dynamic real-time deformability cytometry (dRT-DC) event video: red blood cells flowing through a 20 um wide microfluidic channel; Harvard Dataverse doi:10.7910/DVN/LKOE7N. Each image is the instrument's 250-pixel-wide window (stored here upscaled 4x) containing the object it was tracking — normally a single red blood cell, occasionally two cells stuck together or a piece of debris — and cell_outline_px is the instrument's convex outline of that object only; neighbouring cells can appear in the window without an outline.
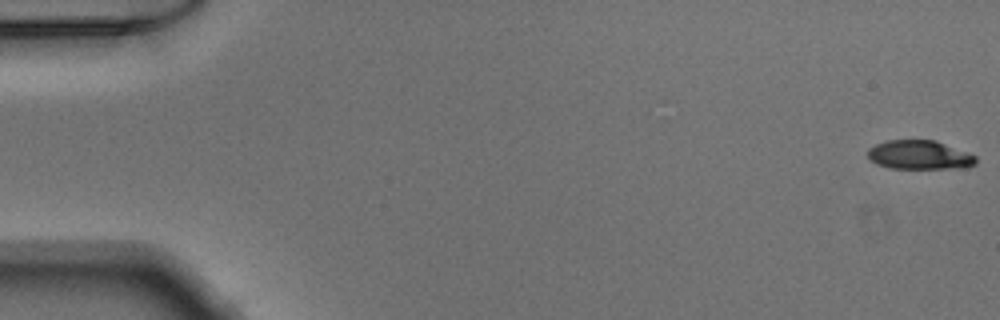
{"species": "Egyptian fruit bat (a non-hibernating species)", "species_latin": "Rousettus aegyptiacus", "temperature_condition": "warm", "stored_images_in_passage": 51, "camera_frame_rate_fps": 3000, "um_per_image_px": 0.085, "animal": {"sex": "male"}, "frame": {"image": 1, "passage_image": 1, "time_ms": 0.0, "image_size_px": [1000, 320], "cell_outline_px": [[976, 164], [968, 168], [888, 168], [876, 164], [868, 156], [868, 148], [876, 144], [888, 140], [936, 140], [976, 156]], "centroid_in_image_um": [78.16, 13.17], "position_along_channel_um": 6.8, "area_um2": 18.26}}
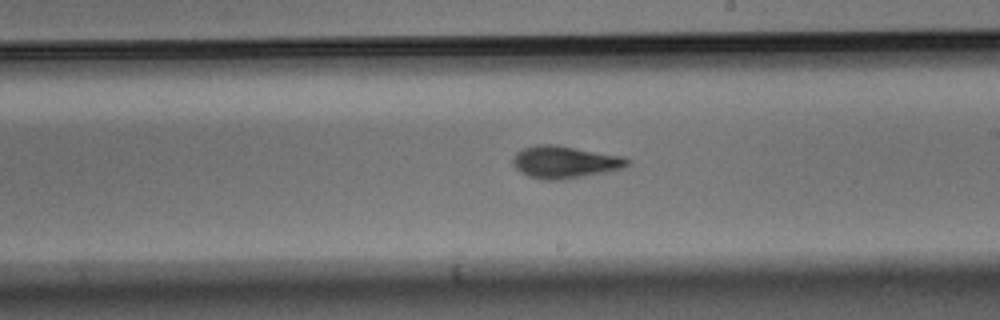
{"frame": {"image": 2, "passage_image": 30, "time_ms": 9.667, "image_size_px": [1000, 320], "cell_outline_px": [[632, 164], [624, 168], [564, 180], [544, 180], [528, 176], [520, 172], [512, 164], [512, 160], [516, 152], [524, 148], [536, 144], [556, 144], [624, 156], [632, 160]], "centroid_in_image_um": [48.04, 13.77], "position_along_channel_um": 241.0, "area_um2": 21.91}}
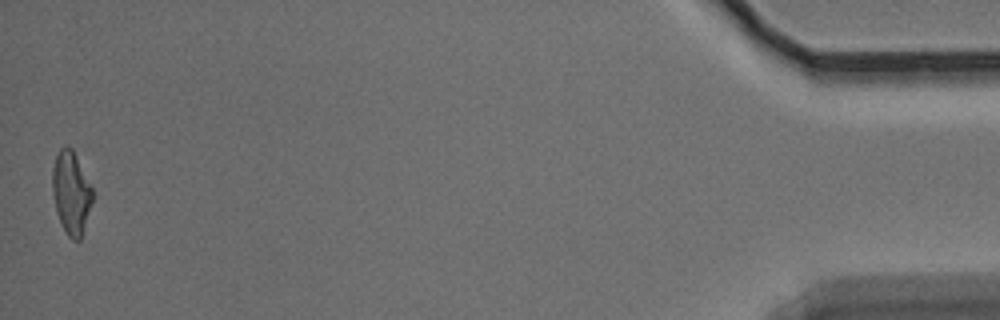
{"frame": {"image": 3, "passage_image": 51, "time_ms": 16.667, "image_size_px": [1000, 320], "cell_outline_px": [[92, 200], [80, 240], [72, 240], [68, 236], [56, 212], [52, 192], [52, 168], [56, 156], [60, 148], [64, 144], [72, 148], [92, 188]], "centroid_in_image_um": [6.02, 16.35], "position_along_channel_um": 429.2, "area_um2": 19.07}}